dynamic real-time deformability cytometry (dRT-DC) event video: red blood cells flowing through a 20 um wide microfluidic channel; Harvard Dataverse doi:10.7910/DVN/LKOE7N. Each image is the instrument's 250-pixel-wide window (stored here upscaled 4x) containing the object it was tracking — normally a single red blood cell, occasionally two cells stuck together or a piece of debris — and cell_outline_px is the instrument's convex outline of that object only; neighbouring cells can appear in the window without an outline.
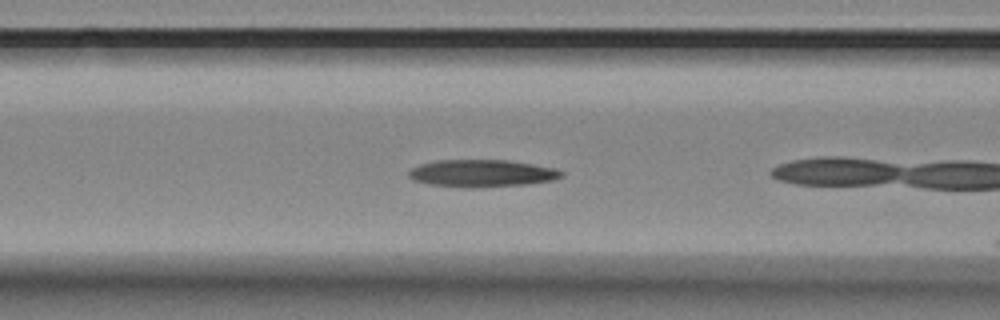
{"species": "Egyptian fruit bat (a non-hibernating species)", "species_latin": "Rousettus aegyptiacus", "temperature_condition": "room temperature", "stored_images_in_passage": 6, "camera_frame_rate_fps": 3000, "um_per_image_px": 0.085, "animal": {"sex": "female"}, "frame": {"image": 1, "passage_image": 5, "time_ms": 1.333, "image_size_px": [1000, 320], "cell_outline_px": [[564, 176], [552, 180], [528, 184], [472, 188], [460, 188], [432, 184], [412, 180], [408, 176], [408, 172], [412, 168], [420, 164], [436, 160], [508, 160], [556, 168], [564, 172]], "centroid_in_image_um": [40.96, 14.73], "position_along_channel_um": 125.6, "area_um2": 24.45}}